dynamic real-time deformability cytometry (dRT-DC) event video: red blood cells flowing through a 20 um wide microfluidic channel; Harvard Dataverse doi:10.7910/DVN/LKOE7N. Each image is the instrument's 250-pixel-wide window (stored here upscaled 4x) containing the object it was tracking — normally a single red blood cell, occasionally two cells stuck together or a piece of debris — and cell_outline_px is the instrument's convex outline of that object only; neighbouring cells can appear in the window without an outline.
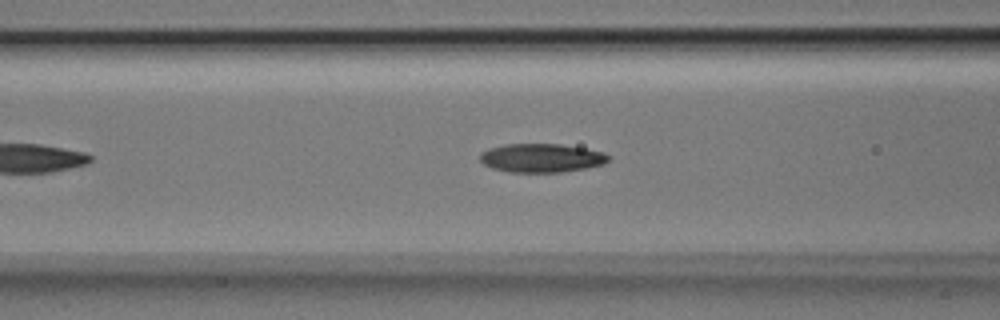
{"species": "Egyptian fruit bat (a non-hibernating species)", "species_latin": "Rousettus aegyptiacus", "temperature_condition": "room temperature", "stored_images_in_passage": 28, "camera_frame_rate_fps": 3000, "um_per_image_px": 0.085, "animal": {"sex": "male"}, "frame": {"image": 1, "passage_image": 11, "time_ms": 3.333, "image_size_px": [1000, 320], "cell_outline_px": [[608, 160], [604, 164], [584, 168], [560, 172], [508, 172], [492, 168], [484, 164], [480, 160], [480, 152], [488, 148], [504, 144], [560, 144], [584, 148], [604, 152], [608, 156]], "centroid_in_image_um": [45.98, 13.42], "position_along_channel_um": 120.6, "area_um2": 21.44}}
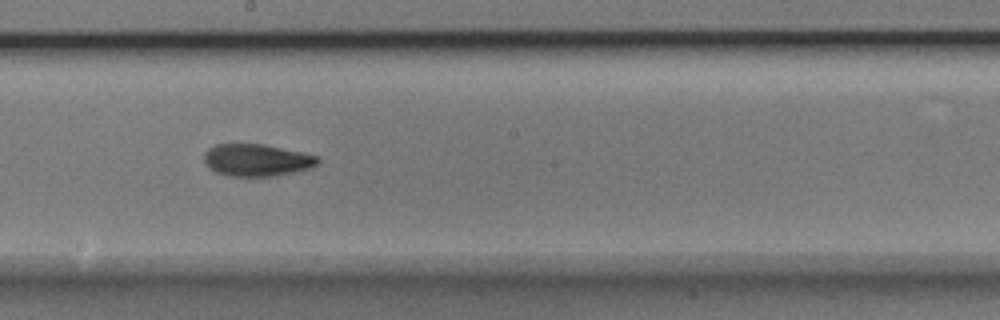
{"frame": {"image": 2, "passage_image": 19, "time_ms": 6.0, "image_size_px": [1000, 320], "cell_outline_px": [[320, 160], [312, 168], [296, 172], [276, 176], [228, 176], [216, 172], [208, 168], [204, 160], [204, 152], [208, 148], [216, 144], [264, 144], [320, 156]], "centroid_in_image_um": [21.83, 13.61], "position_along_channel_um": 226.4, "area_um2": 21.56}}
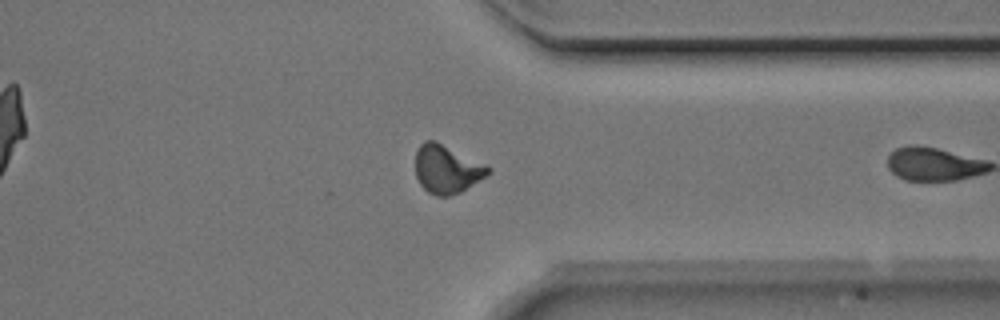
{"frame": {"image": 3, "passage_image": 27, "time_ms": 8.667, "image_size_px": [1000, 320], "cell_outline_px": [[492, 172], [460, 192], [448, 196], [436, 196], [428, 192], [420, 184], [416, 176], [416, 152], [420, 144], [424, 140], [436, 140], [492, 168]], "centroid_in_image_um": [37.97, 14.37], "position_along_channel_um": 373.4, "area_um2": 20.35}}